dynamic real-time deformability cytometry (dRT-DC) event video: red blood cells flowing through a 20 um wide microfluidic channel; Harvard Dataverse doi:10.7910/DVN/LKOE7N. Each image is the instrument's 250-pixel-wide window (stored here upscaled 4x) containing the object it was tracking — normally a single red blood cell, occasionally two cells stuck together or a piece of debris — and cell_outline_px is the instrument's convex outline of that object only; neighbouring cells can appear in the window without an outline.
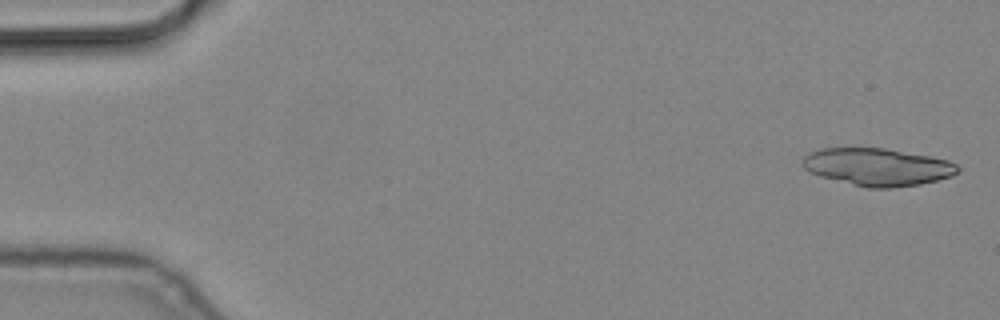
{"species": "common noctule bat (a hibernating species)", "species_latin": "Nyctalus noctula", "temperature_condition": "cold", "stored_images_in_passage": 5, "camera_frame_rate_fps": 3000, "um_per_image_px": 0.085, "animal": {"sex": "male", "body_mass_g": 19.2, "forearm_length_mm": 51.8}, "frame": {"image": 1, "passage_image": 1, "time_ms": 0.0, "image_size_px": [1000, 320], "cell_outline_px": [[960, 172], [952, 176], [920, 184], [892, 188], [868, 188], [820, 176], [804, 168], [800, 164], [804, 156], [808, 152], [820, 148], [884, 148], [928, 156], [948, 160], [956, 164], [960, 168]], "centroid_in_image_um": [74.58, 14.19], "position_along_channel_um": 10.4, "area_um2": 33.87}}